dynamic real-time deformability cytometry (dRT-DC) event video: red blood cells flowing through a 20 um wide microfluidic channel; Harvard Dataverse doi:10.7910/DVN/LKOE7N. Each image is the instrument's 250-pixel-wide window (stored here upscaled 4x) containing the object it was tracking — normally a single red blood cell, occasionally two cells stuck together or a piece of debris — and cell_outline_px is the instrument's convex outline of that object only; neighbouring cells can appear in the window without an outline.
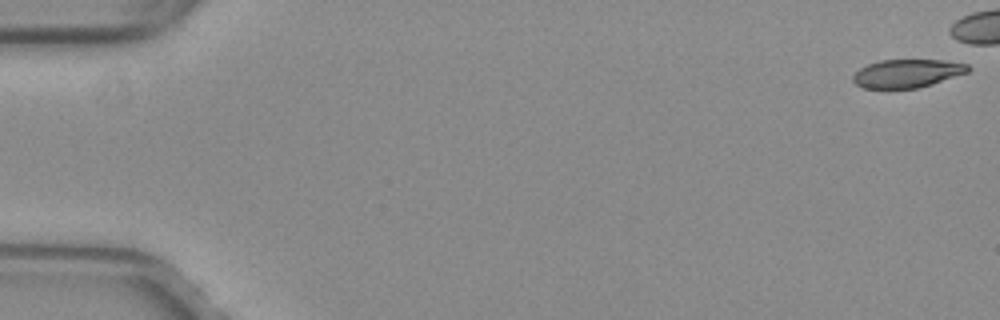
{"species": "common noctule bat (a hibernating species)", "species_latin": "Nyctalus noctula", "temperature_condition": "warm", "stored_images_in_passage": 24, "camera_frame_rate_fps": 3000, "um_per_image_px": 0.085, "animal": {"sex": "female", "body_mass_g": 29.2, "forearm_length_mm": 56.3}, "frame": {"image": 1, "passage_image": 1, "time_ms": 0.0, "image_size_px": [1000, 320], "cell_outline_px": [[968, 72], [932, 84], [916, 88], [864, 88], [856, 84], [852, 80], [852, 76], [860, 68], [868, 64], [880, 60], [944, 60], [968, 64]], "centroid_in_image_um": [77.09, 6.23], "position_along_channel_um": 7.9, "area_um2": 18.79}}
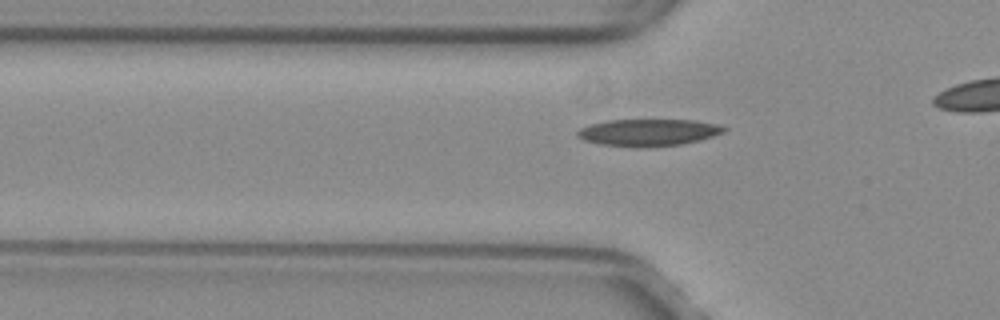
{"frame": {"image": 2, "passage_image": 18, "time_ms": 5.667, "image_size_px": [1000, 320], "cell_outline_px": [[728, 128], [724, 132], [700, 140], [680, 144], [644, 148], [636, 148], [600, 144], [584, 140], [576, 136], [576, 132], [580, 128], [588, 124], [608, 120], [696, 120], [720, 124]], "centroid_in_image_um": [55.1, 11.26], "position_along_channel_um": 70.7, "area_um2": 23.35}}
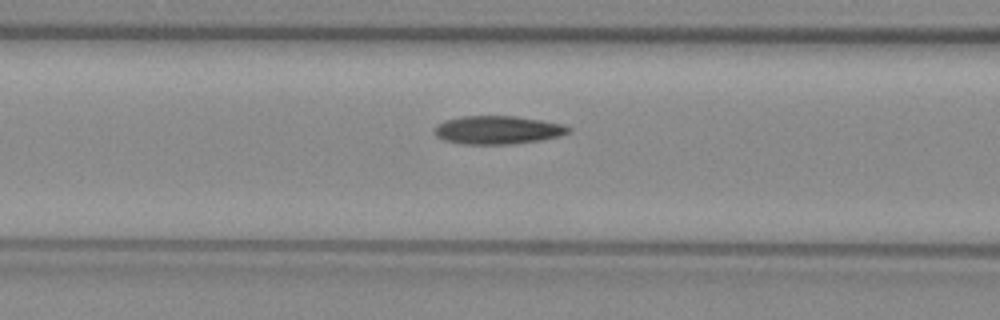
{"frame": {"image": 3, "passage_image": 22, "time_ms": 7.0, "image_size_px": [1000, 320], "cell_outline_px": [[572, 132], [560, 136], [540, 140], [508, 144], [464, 144], [444, 140], [436, 136], [432, 128], [436, 124], [444, 120], [460, 116], [516, 116], [564, 124], [572, 128]], "centroid_in_image_um": [42.29, 11.04], "position_along_channel_um": 124.3, "area_um2": 22.31}}